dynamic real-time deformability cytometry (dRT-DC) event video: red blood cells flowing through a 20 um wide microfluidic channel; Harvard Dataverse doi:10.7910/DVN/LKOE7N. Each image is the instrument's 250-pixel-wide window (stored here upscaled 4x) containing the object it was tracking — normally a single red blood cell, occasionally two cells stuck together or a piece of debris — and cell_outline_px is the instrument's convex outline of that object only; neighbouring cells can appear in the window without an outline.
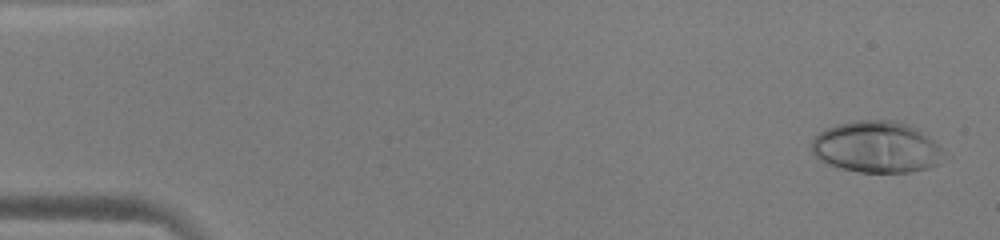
{"species": "human", "species_latin": "Homo sapiens", "temperature_condition": "warm", "stored_images_in_passage": 52, "camera_frame_rate_fps": 3000, "um_per_image_px": 0.085, "donor": {"sex": "male"}, "frame": {"image": 1, "passage_image": 2, "time_ms": 0.333, "image_size_px": [1000, 240], "cell_outline_px": [[944, 156], [936, 164], [928, 168], [912, 172], [860, 172], [828, 164], [820, 160], [812, 152], [812, 140], [820, 132], [836, 124], [852, 120], [896, 120], [908, 124], [916, 128], [944, 148]], "centroid_in_image_um": [74.53, 12.49], "position_along_channel_um": 10.5, "area_um2": 39.65}}
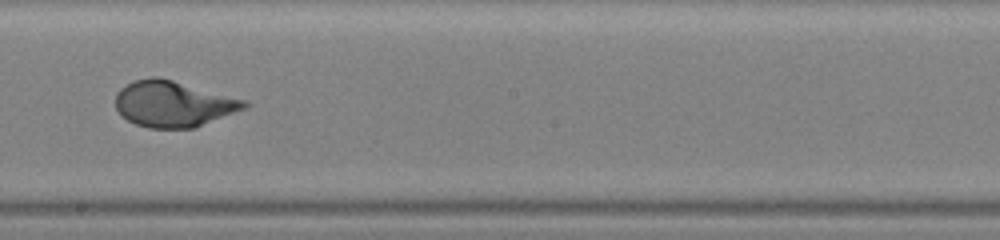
{"frame": {"image": 2, "passage_image": 30, "time_ms": 9.667, "image_size_px": [1000, 240], "cell_outline_px": [[252, 104], [248, 108], [196, 128], [148, 128], [136, 124], [120, 116], [116, 108], [116, 92], [120, 88], [136, 80], [152, 76], [156, 76], [172, 80], [248, 100]], "centroid_in_image_um": [14.78, 8.84], "position_along_channel_um": 233.4, "area_um2": 34.91}}
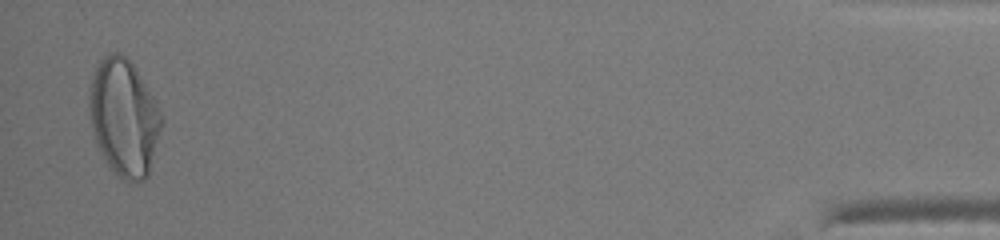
{"frame": {"image": 3, "passage_image": 51, "time_ms": 16.667, "image_size_px": [1000, 240], "cell_outline_px": [[164, 120], [148, 176], [144, 180], [124, 180], [108, 164], [96, 144], [92, 128], [88, 108], [88, 96], [92, 72], [100, 56], [112, 52], [116, 52], [124, 56], [136, 68], [156, 100], [164, 116]], "centroid_in_image_um": [10.53, 9.93], "position_along_channel_um": 424.7, "area_um2": 49.65}, "authors_computed_cell_mechanics": {"area_um2": 35.3447, "velocity_mm_per_s": 3.9578, "shape_relaxation_time_tau1_ms": 3.6407, "shape_relaxation_time_tau2_ms": null, "deformation_change_tau1": 0.2466, "deformation_change_tau2": null}}